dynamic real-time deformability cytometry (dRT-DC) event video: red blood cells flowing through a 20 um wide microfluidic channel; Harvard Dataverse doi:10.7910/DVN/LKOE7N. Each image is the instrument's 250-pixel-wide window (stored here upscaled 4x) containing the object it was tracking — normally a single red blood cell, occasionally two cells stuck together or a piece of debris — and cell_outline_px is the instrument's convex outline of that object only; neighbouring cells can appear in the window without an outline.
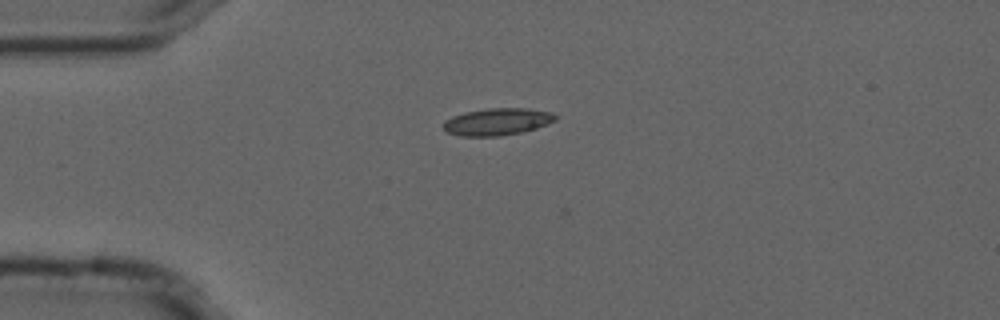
{"species": "common noctule bat (a hibernating species)", "species_latin": "Nyctalus noctula", "temperature_condition": "cold", "stored_images_in_passage": 3, "camera_frame_rate_fps": 3000, "um_per_image_px": 0.085, "animal": {"sex": "male", "forearm_length_mm": 52.5}, "frame": {"image": 1, "passage_image": 1, "time_ms": 0.0, "image_size_px": [1000, 320], "cell_outline_px": [[556, 120], [548, 124], [536, 128], [520, 132], [500, 136], [460, 136], [448, 132], [444, 128], [444, 120], [452, 116], [464, 112], [488, 108], [528, 108], [552, 112], [556, 116]], "centroid_in_image_um": [42.27, 10.34], "position_along_channel_um": 42.7, "area_um2": 17.69}}